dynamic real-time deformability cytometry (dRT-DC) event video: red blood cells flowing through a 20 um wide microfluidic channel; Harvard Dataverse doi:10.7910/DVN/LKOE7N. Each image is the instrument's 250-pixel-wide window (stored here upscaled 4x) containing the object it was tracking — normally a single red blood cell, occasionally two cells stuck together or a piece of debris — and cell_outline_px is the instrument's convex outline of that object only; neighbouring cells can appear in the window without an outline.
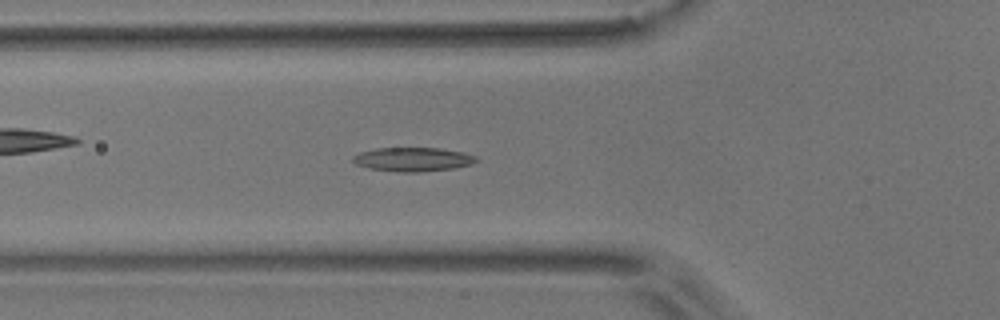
{"species": "common noctule bat (a hibernating species)", "species_latin": "Nyctalus noctula", "temperature_condition": "room temperature", "stored_images_in_passage": 55, "camera_frame_rate_fps": 3000, "um_per_image_px": 0.085, "animal": {"sex": "male", "body_mass_g": 17.9}, "frame": {"image": 1, "passage_image": 19, "time_ms": 6.0, "image_size_px": [1000, 320], "cell_outline_px": [[480, 160], [472, 164], [452, 168], [420, 172], [396, 172], [372, 168], [356, 164], [352, 160], [352, 156], [360, 152], [376, 148], [440, 148], [460, 152], [476, 156]], "centroid_in_image_um": [35.1, 13.54], "position_along_channel_um": 90.7, "area_um2": 17.11}}
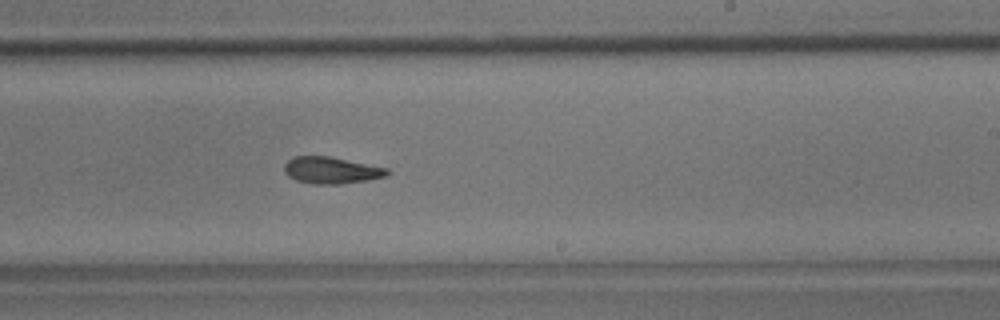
{"frame": {"image": 2, "passage_image": 33, "time_ms": 10.667, "image_size_px": [1000, 320], "cell_outline_px": [[392, 172], [388, 176], [368, 180], [340, 184], [312, 184], [296, 180], [288, 176], [284, 172], [284, 164], [292, 156], [328, 156], [388, 168]], "centroid_in_image_um": [28.17, 14.48], "position_along_channel_um": 260.8, "area_um2": 16.18}}
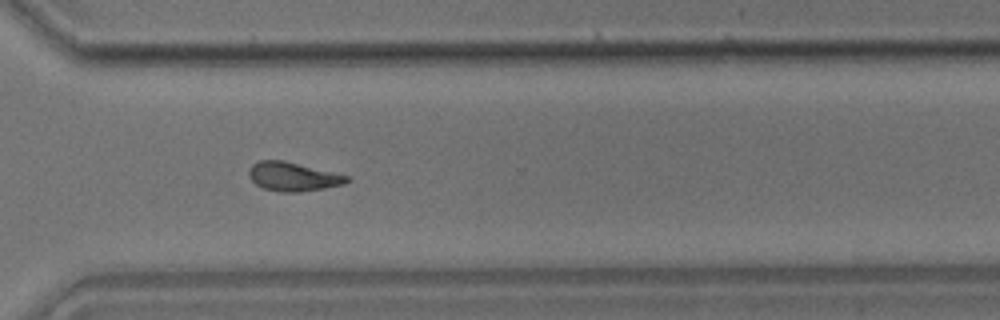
{"frame": {"image": 3, "passage_image": 40, "time_ms": 13.0, "image_size_px": [1000, 320], "cell_outline_px": [[352, 180], [344, 184], [324, 188], [300, 192], [280, 192], [264, 188], [256, 184], [248, 176], [248, 172], [252, 164], [260, 160], [284, 160], [348, 176]], "centroid_in_image_um": [24.89, 15.01], "position_along_channel_um": 345.7, "area_um2": 16.42}, "authors_computed_cell_mechanics": {"area_um2": 16.5886, "velocity_mm_per_s": 3.6373, "shape_relaxation_time_tau1_ms": 8.1581, "shape_relaxation_time_tau2_ms": 6.2957, "deformation_change_tau1": 0.2003, "deformation_change_tau2": 0.1177}}